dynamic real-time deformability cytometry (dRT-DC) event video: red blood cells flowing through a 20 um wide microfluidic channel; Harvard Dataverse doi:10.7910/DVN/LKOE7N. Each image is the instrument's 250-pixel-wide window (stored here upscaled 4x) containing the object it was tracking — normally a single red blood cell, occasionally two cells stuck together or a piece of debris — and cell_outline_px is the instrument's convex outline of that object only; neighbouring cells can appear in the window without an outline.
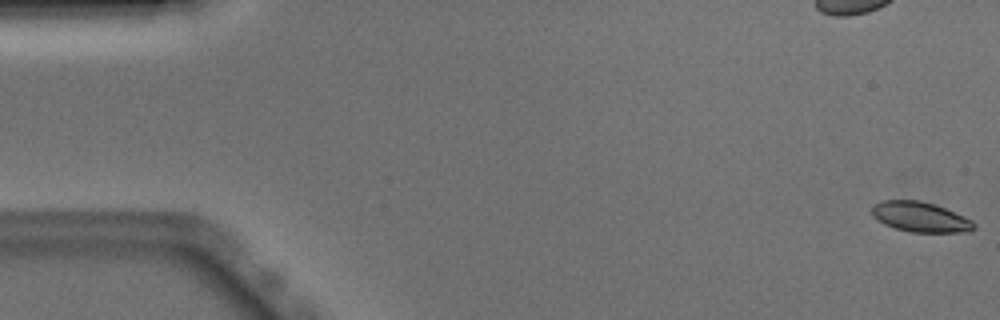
{"species": "Egyptian fruit bat (a non-hibernating species)", "species_latin": "Rousettus aegyptiacus", "temperature_condition": "warm", "stored_images_in_passage": 52, "camera_frame_rate_fps": 3000, "um_per_image_px": 0.085, "animal": {"sex": "male"}, "frame": {"image": 1, "passage_image": 1, "time_ms": 0.0, "image_size_px": [1000, 320], "cell_outline_px": [[976, 228], [968, 232], [912, 232], [896, 228], [884, 224], [872, 216], [872, 204], [880, 200], [920, 200], [944, 208], [964, 216], [972, 220], [976, 224]], "centroid_in_image_um": [78.22, 18.44], "position_along_channel_um": 6.8, "area_um2": 17.92}}
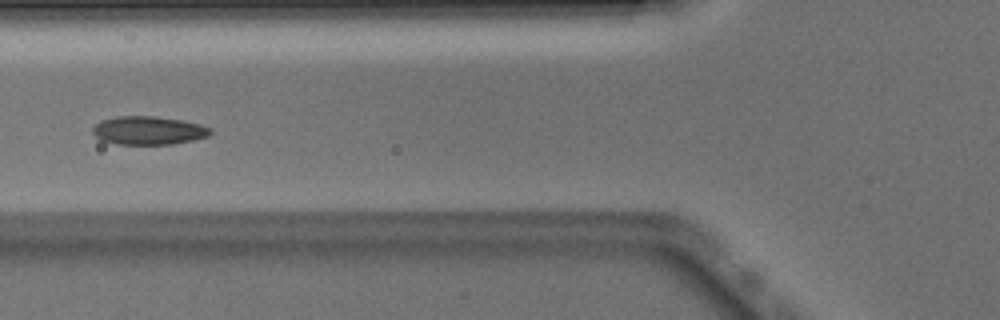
{"frame": {"image": 2, "passage_image": 20, "time_ms": 6.333, "image_size_px": [1000, 320], "cell_outline_px": [[212, 132], [208, 136], [192, 140], [172, 144], [116, 144], [100, 140], [92, 132], [92, 128], [100, 120], [116, 116], [156, 116], [180, 120], [200, 124], [212, 128]], "centroid_in_image_um": [12.6, 11.08], "position_along_channel_um": 113.2, "area_um2": 19.54}}
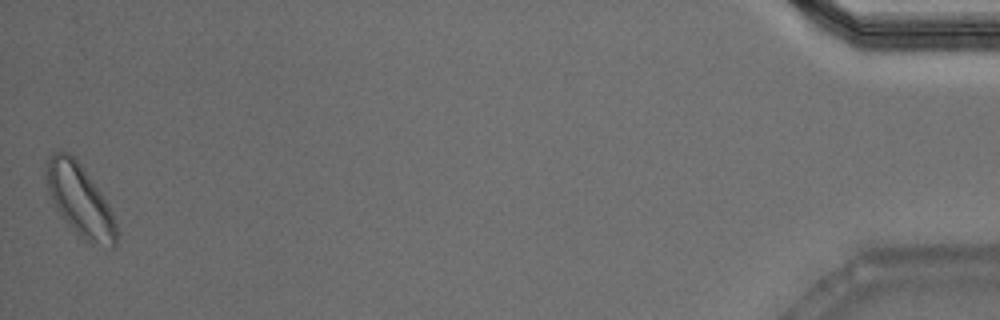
{"frame": {"image": 3, "passage_image": 52, "time_ms": 17.0, "image_size_px": [1000, 320], "cell_outline_px": [[116, 248], [112, 248], [84, 240], [68, 224], [56, 208], [48, 192], [44, 172], [44, 160], [52, 152], [68, 152], [80, 164], [100, 192], [108, 204], [112, 212], [116, 224]], "centroid_in_image_um": [6.75, 16.99], "position_along_channel_um": 428.5, "area_um2": 29.13}, "authors_computed_cell_mechanics": {"area_um2": 19.1318, "velocity_mm_per_s": 3.8553, "shape_relaxation_time_tau1_ms": 2.8612, "shape_relaxation_time_tau2_ms": null, "deformation_change_tau1": 0.094, "deformation_change_tau2": null}}